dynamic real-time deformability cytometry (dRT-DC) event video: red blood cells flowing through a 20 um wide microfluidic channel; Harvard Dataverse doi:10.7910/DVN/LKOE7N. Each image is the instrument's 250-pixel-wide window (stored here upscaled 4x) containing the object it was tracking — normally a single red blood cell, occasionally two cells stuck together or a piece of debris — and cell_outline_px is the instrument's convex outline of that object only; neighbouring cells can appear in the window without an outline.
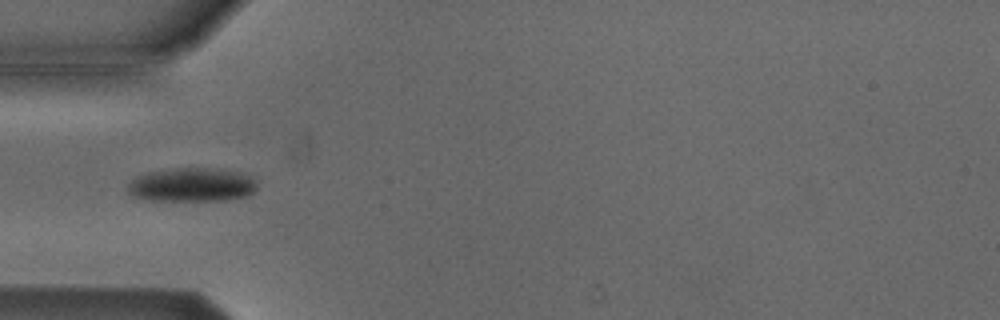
{"species": "Egyptian fruit bat (a non-hibernating species)", "species_latin": "Rousettus aegyptiacus", "temperature_condition": "cold", "stored_images_in_passage": 37, "camera_frame_rate_fps": 3000, "um_per_image_px": 0.085, "animal": {"sex": "male"}, "frame": {"image": 1, "passage_image": 1, "time_ms": 0.0, "image_size_px": [1000, 320], "cell_outline_px": [[256, 188], [248, 196], [228, 200], [144, 200], [132, 196], [128, 192], [128, 184], [136, 176], [148, 172], [176, 168], [204, 168], [240, 172], [252, 176], [256, 180]], "centroid_in_image_um": [16.3, 15.71], "position_along_channel_um": 68.7, "area_um2": 25.55}}
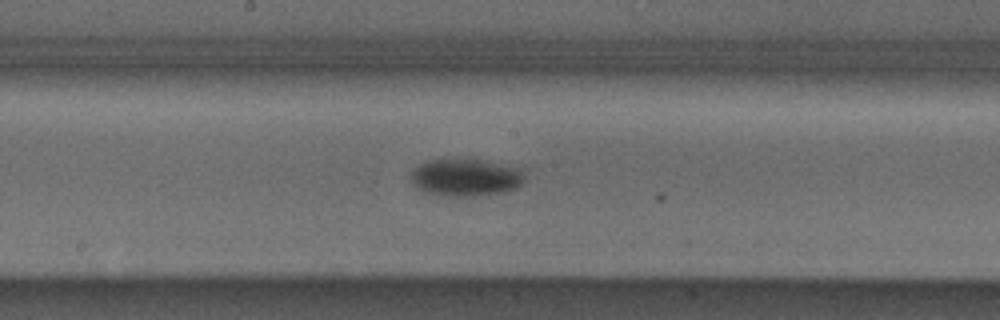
{"frame": {"image": 2, "passage_image": 12, "time_ms": 3.667, "image_size_px": [1000, 320], "cell_outline_px": [[524, 184], [516, 188], [504, 192], [476, 196], [440, 196], [424, 192], [416, 188], [412, 184], [408, 176], [408, 172], [412, 168], [428, 160], [480, 160], [524, 168]], "centroid_in_image_um": [39.55, 15.1], "position_along_channel_um": 208.6, "area_um2": 25.32}}
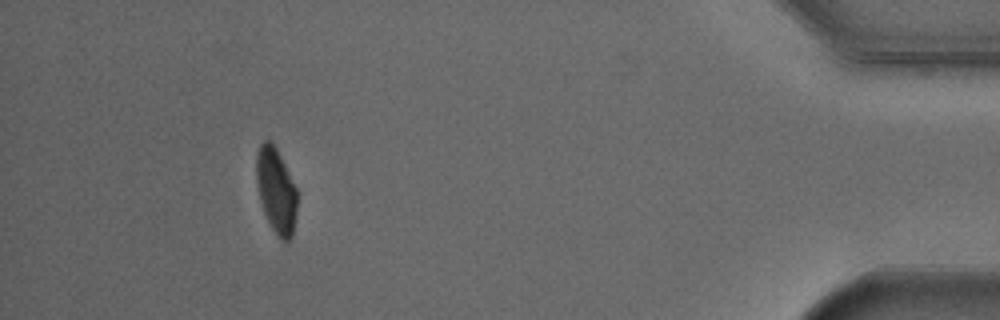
{"frame": {"image": 3, "passage_image": 33, "time_ms": 10.667, "image_size_px": [1000, 320], "cell_outline_px": [[296, 216], [292, 236], [288, 244], [280, 240], [276, 236], [264, 212], [260, 200], [256, 180], [256, 156], [260, 144], [264, 140], [268, 140], [276, 148], [296, 188]], "centroid_in_image_um": [23.46, 16.25], "position_along_channel_um": 411.7, "area_um2": 20.11}, "authors_computed_cell_mechanics": {"area_um2": 24.6228, "velocity_mm_per_s": 3.816, "shape_relaxation_time_tau1_ms": 2.3072, "shape_relaxation_time_tau2_ms": null, "deformation_change_tau1": 0.0994, "deformation_change_tau2": null}}